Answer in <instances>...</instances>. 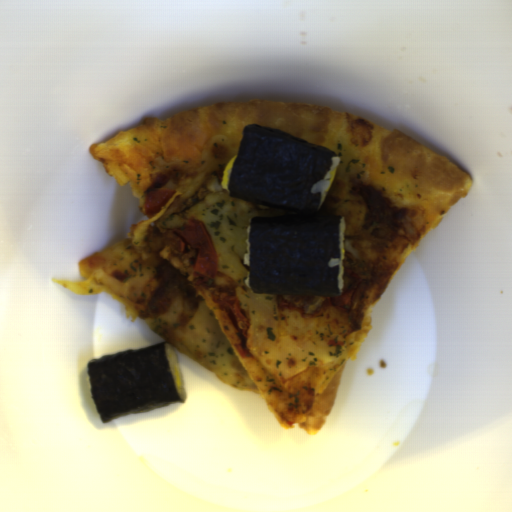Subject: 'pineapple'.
<instances>
[{
  "label": "pineapple",
  "mask_w": 512,
  "mask_h": 512,
  "mask_svg": "<svg viewBox=\"0 0 512 512\" xmlns=\"http://www.w3.org/2000/svg\"><path fill=\"white\" fill-rule=\"evenodd\" d=\"M172 347L223 382L254 389V382L226 339L215 315L203 301L190 318L172 331Z\"/></svg>",
  "instance_id": "pineapple-2"
},
{
  "label": "pineapple",
  "mask_w": 512,
  "mask_h": 512,
  "mask_svg": "<svg viewBox=\"0 0 512 512\" xmlns=\"http://www.w3.org/2000/svg\"><path fill=\"white\" fill-rule=\"evenodd\" d=\"M289 211L266 207L230 195L229 189L211 192L197 205L169 216L163 226L178 229L190 220L201 221L217 255V270L233 279L249 333L250 354L279 380L287 381L312 363L346 355L347 336L357 329L341 311L299 315L279 309L278 294H255L247 287L250 265L244 263L247 227L256 217Z\"/></svg>",
  "instance_id": "pineapple-1"
}]
</instances>
